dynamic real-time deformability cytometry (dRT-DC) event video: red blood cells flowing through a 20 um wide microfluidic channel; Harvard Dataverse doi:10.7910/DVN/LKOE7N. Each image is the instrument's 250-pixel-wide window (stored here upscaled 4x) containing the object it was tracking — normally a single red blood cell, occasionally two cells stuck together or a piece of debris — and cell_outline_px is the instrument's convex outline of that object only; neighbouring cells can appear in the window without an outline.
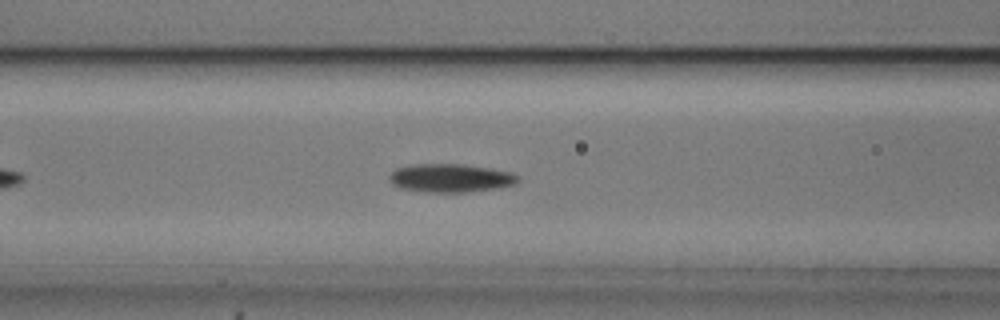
{"species": "common noctule bat (a hibernating species)", "species_latin": "Nyctalus noctula", "temperature_condition": "cold", "stored_images_in_passage": 41, "camera_frame_rate_fps": 3000, "um_per_image_px": 0.085, "animal": {"sex": "male", "body_mass_g": 20.5, "forearm_length_mm": 52.5}, "frame": {"image": 1, "passage_image": 11, "time_ms": 3.333, "image_size_px": [1000, 320], "cell_outline_px": [[520, 180], [516, 184], [496, 188], [464, 192], [424, 192], [400, 188], [392, 184], [388, 180], [388, 176], [396, 168], [412, 164], [460, 164], [492, 168], [512, 172], [520, 176]], "centroid_in_image_um": [38.3, 15.13], "position_along_channel_um": 128.3, "area_um2": 21.5}}
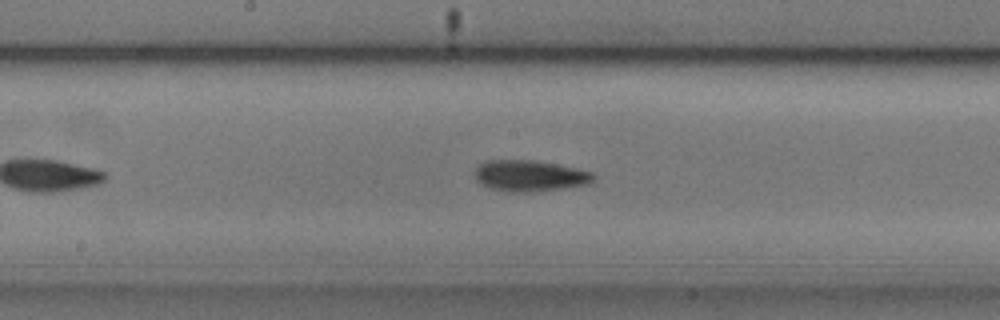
{"frame": {"image": 2, "passage_image": 17, "time_ms": 5.333, "image_size_px": [1000, 320], "cell_outline_px": [[596, 176], [588, 184], [564, 188], [532, 192], [512, 192], [492, 188], [480, 184], [476, 180], [476, 168], [480, 164], [488, 160], [532, 160], [556, 164], [576, 168], [592, 172]], "centroid_in_image_um": [45.04, 14.94], "position_along_channel_um": 203.2, "area_um2": 21.39}}
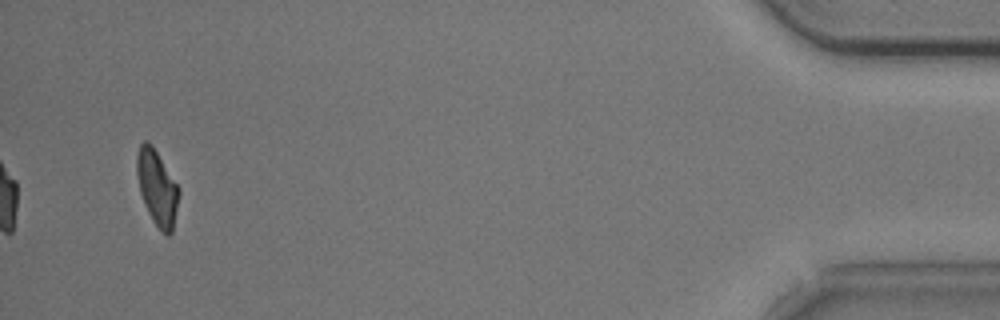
{"frame": {"image": 3, "passage_image": 41, "time_ms": 13.333, "image_size_px": [1000, 320], "cell_outline_px": [[180, 192], [172, 232], [168, 236], [152, 220], [144, 204], [140, 192], [136, 172], [136, 156], [140, 144], [144, 140], [148, 140], [152, 144], [180, 188]], "centroid_in_image_um": [13.34, 15.91], "position_along_channel_um": 421.9, "area_um2": 18.44}, "authors_computed_cell_mechanics": {"area_um2": 20.23, "velocity_mm_per_s": 3.7324, "shape_relaxation_time_tau1_ms": 3.6403, "shape_relaxation_time_tau2_ms": 8.4486, "deformation_change_tau1": 0.1423, "deformation_change_tau2": 0.1661}}